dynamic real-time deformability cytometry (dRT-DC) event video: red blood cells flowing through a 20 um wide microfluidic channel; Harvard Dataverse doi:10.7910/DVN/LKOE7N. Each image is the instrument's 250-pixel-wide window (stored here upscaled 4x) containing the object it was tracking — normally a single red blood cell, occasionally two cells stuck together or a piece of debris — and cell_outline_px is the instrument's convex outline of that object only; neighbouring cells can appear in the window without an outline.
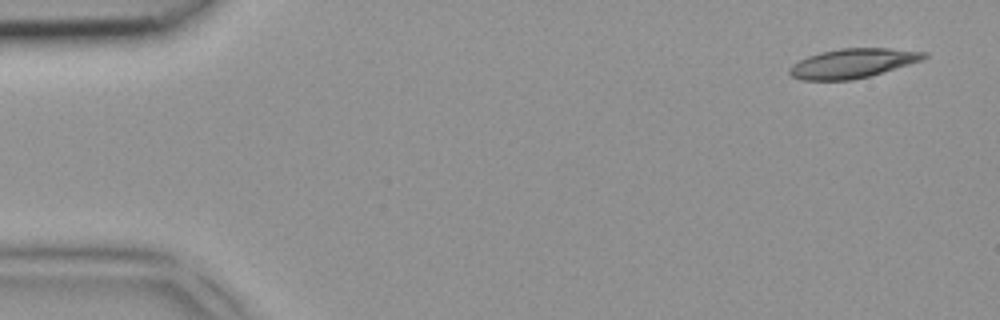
{"species": "common noctule bat (a hibernating species)", "species_latin": "Nyctalus noctula", "temperature_condition": "room temperature", "stored_images_in_passage": 6, "camera_frame_rate_fps": 3000, "um_per_image_px": 0.085, "animal": {"sex": "female", "body_mass_g": 18.4}, "frame": {"image": 1, "passage_image": 1, "time_ms": 0.0, "image_size_px": [1000, 320], "cell_outline_px": [[928, 56], [920, 60], [908, 64], [868, 76], [852, 80], [800, 80], [792, 76], [788, 72], [788, 68], [792, 64], [808, 56], [820, 52], [840, 48], [888, 48], [928, 52]], "centroid_in_image_um": [72.43, 5.37], "position_along_channel_um": 12.6, "area_um2": 22.83}}
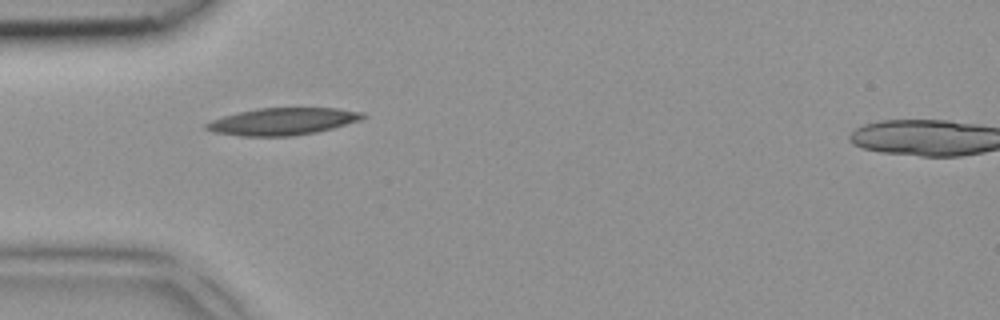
{"frame": {"image": 2, "passage_image": 4, "time_ms": 1.0, "image_size_px": [1000, 320], "cell_outline_px": [[368, 116], [360, 120], [332, 128], [316, 132], [292, 136], [240, 136], [216, 132], [204, 128], [204, 124], [212, 120], [224, 116], [240, 112], [260, 108], [336, 108], [364, 112]], "centroid_in_image_um": [24.06, 10.32], "position_along_channel_um": 60.9, "area_um2": 24.57}}
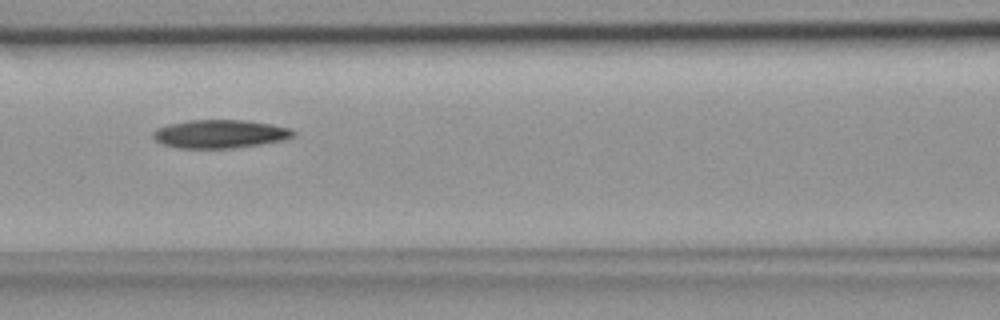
{"frame": {"image": 3, "passage_image": 6, "time_ms": 1.667, "image_size_px": [1000, 320], "cell_outline_px": [[296, 136], [288, 140], [232, 148], [176, 148], [164, 144], [156, 140], [152, 136], [152, 132], [156, 128], [168, 124], [188, 120], [244, 120], [272, 124], [292, 128], [296, 132]], "centroid_in_image_um": [18.75, 11.38], "position_along_channel_um": 147.9, "area_um2": 23.47}}